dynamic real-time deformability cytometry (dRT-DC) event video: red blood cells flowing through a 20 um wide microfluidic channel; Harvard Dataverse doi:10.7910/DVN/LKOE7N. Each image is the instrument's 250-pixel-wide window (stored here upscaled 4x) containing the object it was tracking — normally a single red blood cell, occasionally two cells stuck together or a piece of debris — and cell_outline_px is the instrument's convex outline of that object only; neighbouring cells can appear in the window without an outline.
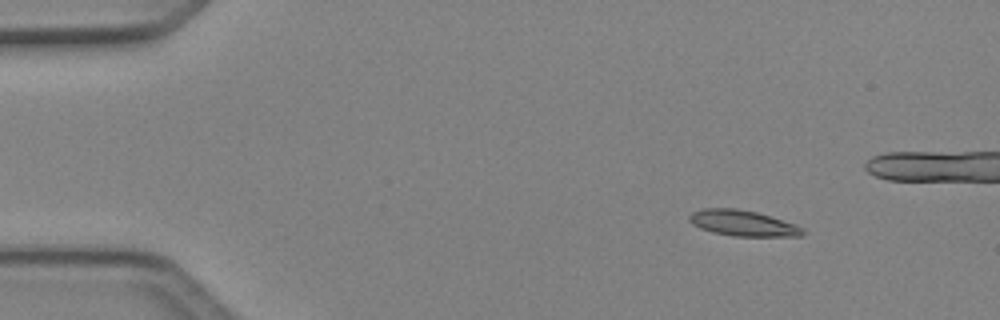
{"species": "Egyptian fruit bat (a non-hibernating species)", "species_latin": "Rousettus aegyptiacus", "temperature_condition": "cold", "stored_images_in_passage": 4, "camera_frame_rate_fps": 3000, "um_per_image_px": 0.085, "animal": {"sex": "female"}, "frame": {"image": 1, "passage_image": 1, "time_ms": 0.0, "image_size_px": [1000, 320], "cell_outline_px": [[804, 236], [732, 236], [712, 232], [700, 228], [692, 224], [688, 220], [688, 216], [692, 212], [704, 208], [736, 208], [756, 212], [796, 224], [804, 228]], "centroid_in_image_um": [63.13, 18.97], "position_along_channel_um": 21.9, "area_um2": 17.11}}